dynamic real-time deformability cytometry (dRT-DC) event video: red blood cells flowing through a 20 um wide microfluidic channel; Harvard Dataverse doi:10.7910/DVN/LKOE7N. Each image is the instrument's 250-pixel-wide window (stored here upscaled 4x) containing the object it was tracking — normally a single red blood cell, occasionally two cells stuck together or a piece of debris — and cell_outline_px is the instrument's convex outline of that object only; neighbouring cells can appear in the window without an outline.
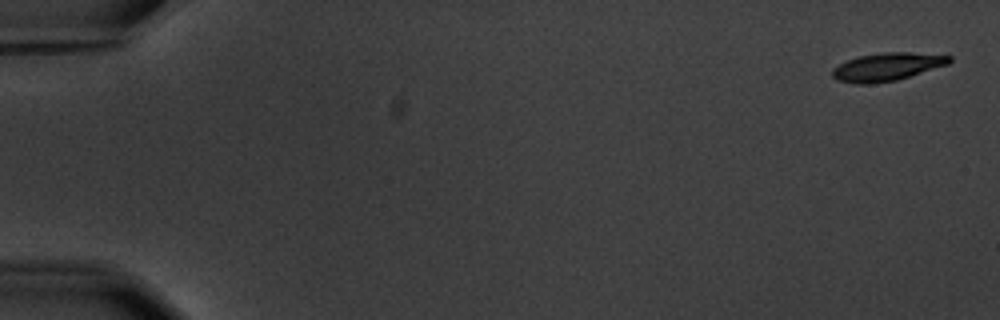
{"species": "common noctule bat (a hibernating species)", "species_latin": "Nyctalus noctula", "temperature_condition": "warm", "stored_images_in_passage": 6, "camera_frame_rate_fps": 3000, "um_per_image_px": 0.085, "animal": {"sex": "male", "body_mass_g": 20.1, "forearm_length_mm": 53.5}, "frame": {"image": 1, "passage_image": 1, "time_ms": 0.0, "image_size_px": [1000, 320], "cell_outline_px": [[952, 60], [948, 64], [896, 80], [872, 84], [856, 84], [836, 80], [832, 76], [832, 68], [848, 60], [860, 56], [884, 52], [908, 52], [952, 56]], "centroid_in_image_um": [75.37, 5.69], "position_along_channel_um": 9.6, "area_um2": 18.9}}
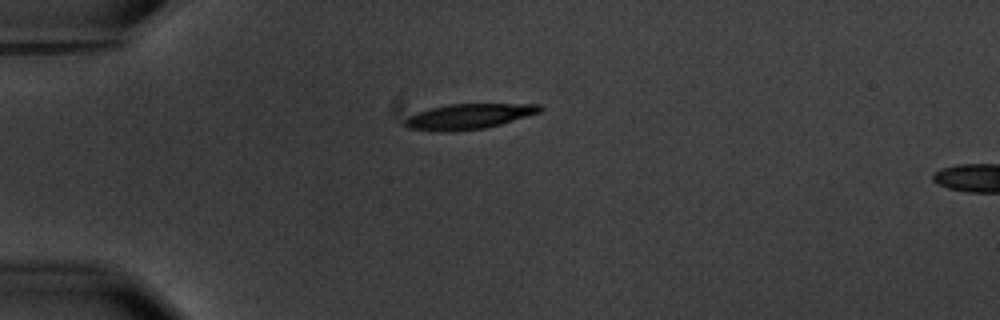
{"frame": {"image": 2, "passage_image": 5, "time_ms": 4.667, "image_size_px": [1000, 320], "cell_outline_px": [[544, 108], [540, 112], [500, 124], [484, 128], [452, 132], [432, 132], [408, 128], [404, 124], [404, 120], [408, 116], [416, 112], [448, 104], [540, 104]], "centroid_in_image_um": [39.79, 9.91], "position_along_channel_um": 45.2, "area_um2": 20.0}}